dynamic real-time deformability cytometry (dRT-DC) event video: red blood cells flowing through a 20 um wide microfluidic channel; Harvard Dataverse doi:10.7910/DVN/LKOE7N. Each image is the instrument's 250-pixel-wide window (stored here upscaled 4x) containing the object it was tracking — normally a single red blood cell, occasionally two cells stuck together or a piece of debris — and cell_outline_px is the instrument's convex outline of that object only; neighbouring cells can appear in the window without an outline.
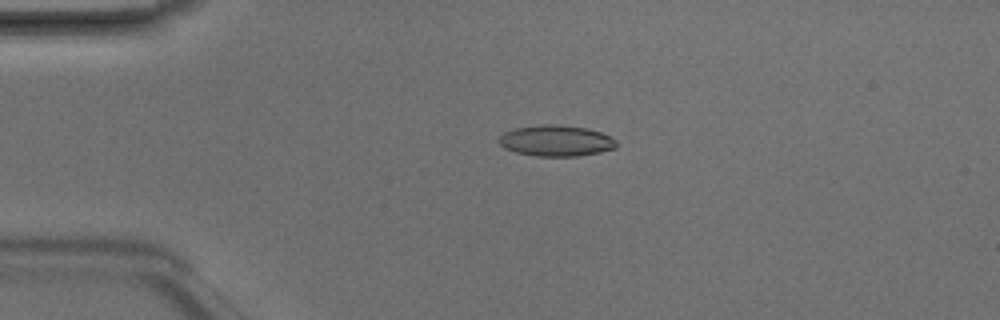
{"species": "Egyptian fruit bat (a non-hibernating species)", "species_latin": "Rousettus aegyptiacus", "temperature_condition": "room temperature", "stored_images_in_passage": 5, "camera_frame_rate_fps": 3000, "um_per_image_px": 0.085, "animal": {"sex": "male"}, "frame": {"image": 1, "passage_image": 4, "time_ms": 1.0, "image_size_px": [1000, 320], "cell_outline_px": [[616, 148], [600, 152], [576, 156], [536, 156], [516, 152], [504, 148], [500, 144], [500, 136], [504, 132], [516, 128], [544, 124], [552, 124], [584, 128], [600, 132], [616, 140]], "centroid_in_image_um": [47.26, 11.97], "position_along_channel_um": 37.7, "area_um2": 20.92}}